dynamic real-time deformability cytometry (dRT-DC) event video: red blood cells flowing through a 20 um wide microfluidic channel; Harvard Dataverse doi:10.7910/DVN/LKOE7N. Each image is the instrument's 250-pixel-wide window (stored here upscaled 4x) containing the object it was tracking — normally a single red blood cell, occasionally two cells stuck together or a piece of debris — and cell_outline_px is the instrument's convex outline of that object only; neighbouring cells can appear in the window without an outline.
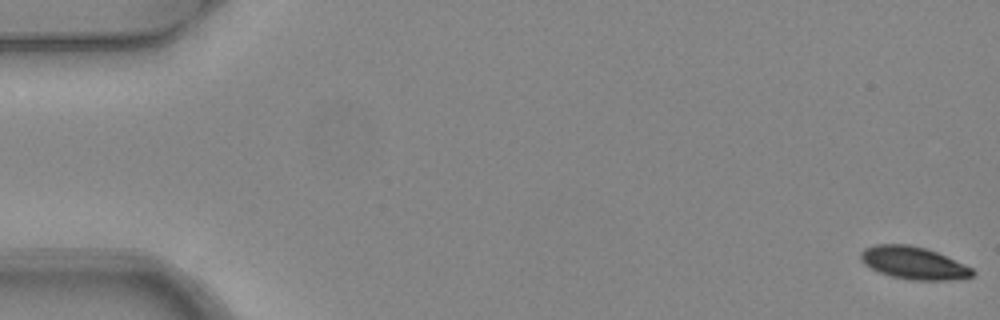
{"species": "common noctule bat (a hibernating species)", "species_latin": "Nyctalus noctula", "temperature_condition": "warm", "stored_images_in_passage": 5, "camera_frame_rate_fps": 3000, "um_per_image_px": 0.085, "animal": {"sex": "female", "body_mass_g": 24.6, "forearm_length_mm": 56.2}, "frame": {"image": 1, "passage_image": 1, "time_ms": 0.0, "image_size_px": [1000, 320], "cell_outline_px": [[976, 272], [972, 276], [952, 280], [912, 280], [892, 276], [880, 272], [864, 264], [860, 260], [860, 252], [864, 248], [876, 244], [908, 244], [924, 248], [936, 252], [972, 268]], "centroid_in_image_um": [77.63, 22.35], "position_along_channel_um": 7.4, "area_um2": 20.98}}
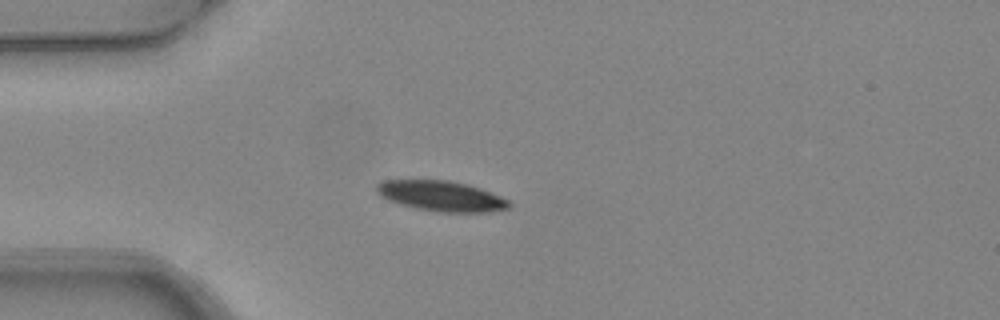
{"frame": {"image": 2, "passage_image": 5, "time_ms": 1.333, "image_size_px": [1000, 320], "cell_outline_px": [[512, 204], [508, 208], [492, 212], [440, 212], [416, 208], [400, 204], [388, 200], [380, 196], [376, 192], [376, 184], [384, 180], [448, 180], [468, 184], [480, 188], [500, 196], [508, 200]], "centroid_in_image_um": [37.5, 16.66], "position_along_channel_um": 47.5, "area_um2": 23.47}}